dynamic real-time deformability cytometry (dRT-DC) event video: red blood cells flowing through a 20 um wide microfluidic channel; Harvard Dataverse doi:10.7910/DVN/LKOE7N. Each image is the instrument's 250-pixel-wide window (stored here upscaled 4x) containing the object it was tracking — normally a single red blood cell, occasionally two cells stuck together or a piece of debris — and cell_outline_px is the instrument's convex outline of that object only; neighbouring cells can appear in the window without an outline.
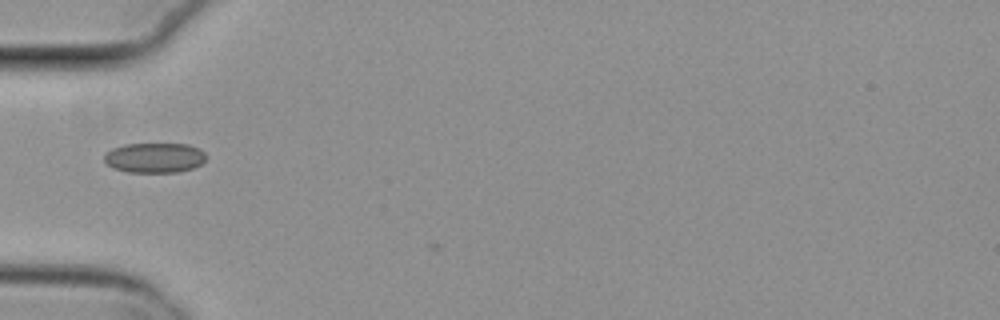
{"species": "common noctule bat (a hibernating species)", "species_latin": "Nyctalus noctula", "temperature_condition": "cold", "stored_images_in_passage": 4, "camera_frame_rate_fps": 3000, "um_per_image_px": 0.085, "animal": {"sex": "female", "body_mass_g": 29.2, "forearm_length_mm": 56.3}, "frame": {"image": 1, "passage_image": 3, "time_ms": 0.667, "image_size_px": [1000, 320], "cell_outline_px": [[204, 160], [200, 164], [192, 168], [176, 172], [128, 172], [112, 168], [104, 160], [104, 152], [112, 148], [124, 144], [188, 144], [200, 148], [204, 152]], "centroid_in_image_um": [13.09, 13.4], "position_along_channel_um": 71.9, "area_um2": 17.8}}